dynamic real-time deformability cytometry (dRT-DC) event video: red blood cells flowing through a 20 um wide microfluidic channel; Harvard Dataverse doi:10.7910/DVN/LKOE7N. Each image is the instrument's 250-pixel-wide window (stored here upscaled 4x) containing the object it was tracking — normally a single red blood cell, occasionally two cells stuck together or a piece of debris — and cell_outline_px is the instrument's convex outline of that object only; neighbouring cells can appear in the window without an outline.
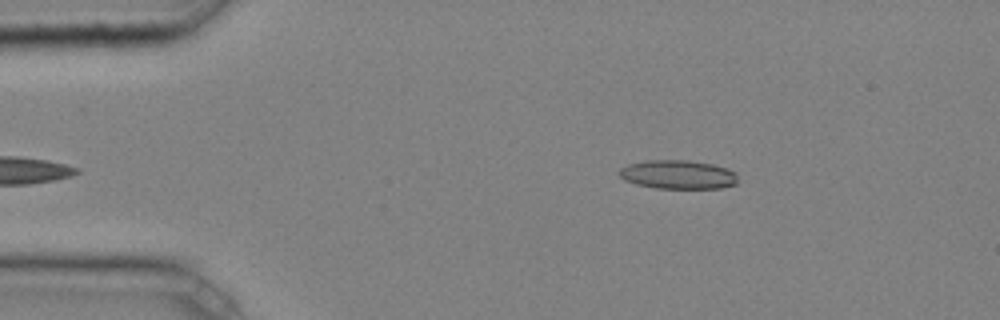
{"species": "common noctule bat (a hibernating species)", "species_latin": "Nyctalus noctula", "temperature_condition": "cold", "stored_images_in_passage": 3, "camera_frame_rate_fps": 3000, "um_per_image_px": 0.085, "animal": {"sex": "male", "body_mass_g": 20.4}, "frame": {"image": 1, "passage_image": 3, "time_ms": 0.667, "image_size_px": [1000, 320], "cell_outline_px": [[736, 184], [720, 188], [656, 188], [636, 184], [624, 180], [620, 176], [620, 168], [628, 164], [644, 160], [688, 160], [712, 164], [728, 168], [736, 172]], "centroid_in_image_um": [57.62, 14.83], "position_along_channel_um": 27.4, "area_um2": 19.94}}